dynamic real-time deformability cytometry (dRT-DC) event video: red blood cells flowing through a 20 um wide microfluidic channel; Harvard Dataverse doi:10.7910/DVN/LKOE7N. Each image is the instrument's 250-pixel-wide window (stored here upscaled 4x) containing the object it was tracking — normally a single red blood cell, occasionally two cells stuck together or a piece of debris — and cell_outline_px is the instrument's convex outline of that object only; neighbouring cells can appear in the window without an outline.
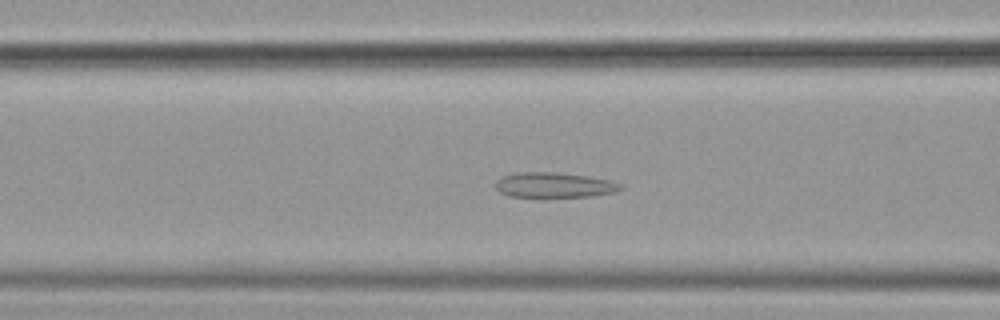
{"species": "common noctule bat (a hibernating species)", "species_latin": "Nyctalus noctula", "temperature_condition": "cold", "stored_images_in_passage": 56, "camera_frame_rate_fps": 3000, "um_per_image_px": 0.085, "animal": {"sex": "female", "body_mass_g": 19.9}, "frame": {"image": 1, "passage_image": 23, "time_ms": 7.333, "image_size_px": [1000, 320], "cell_outline_px": [[624, 188], [616, 192], [592, 196], [508, 196], [500, 192], [496, 188], [496, 180], [500, 176], [516, 172], [556, 172], [588, 176], [608, 180], [624, 184]], "centroid_in_image_um": [47.12, 15.71], "position_along_channel_um": 119.5, "area_um2": 18.32}}
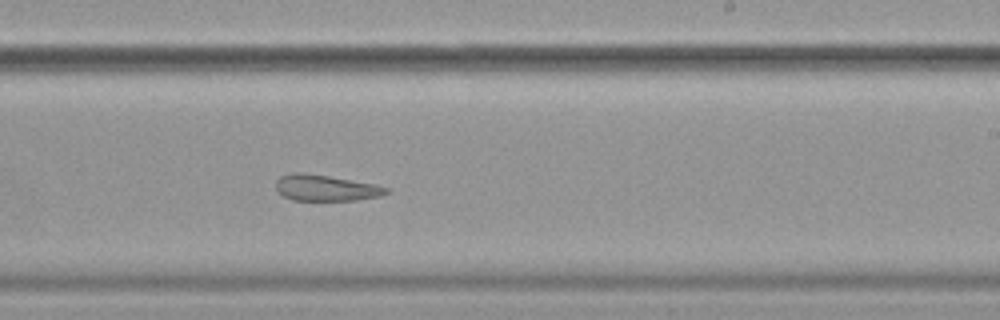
{"frame": {"image": 2, "passage_image": 35, "time_ms": 11.333, "image_size_px": [1000, 320], "cell_outline_px": [[388, 192], [380, 196], [356, 200], [292, 200], [284, 196], [276, 188], [276, 180], [280, 176], [292, 172], [304, 172], [376, 184], [388, 188]], "centroid_in_image_um": [27.67, 15.96], "position_along_channel_um": 261.3, "area_um2": 16.7}}
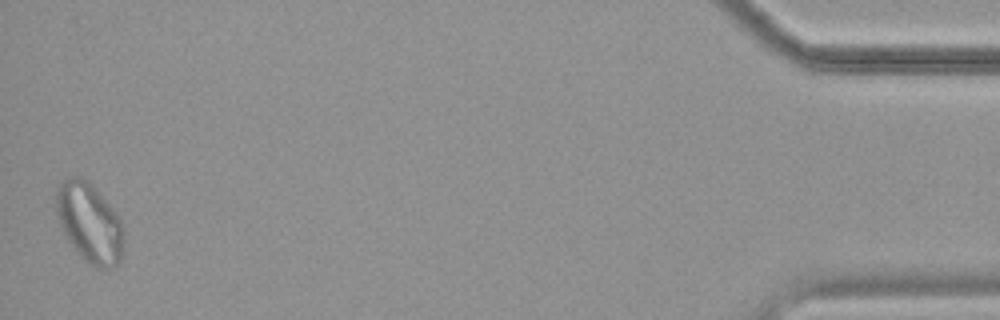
{"frame": {"image": 3, "passage_image": 56, "time_ms": 18.333, "image_size_px": [1000, 320], "cell_outline_px": [[124, 252], [120, 264], [104, 268], [96, 268], [84, 260], [80, 256], [64, 232], [60, 224], [56, 212], [56, 192], [60, 184], [68, 176], [80, 176], [88, 180], [92, 184], [116, 212], [124, 228]], "centroid_in_image_um": [7.65, 18.94], "position_along_channel_um": 427.6, "area_um2": 31.44}, "authors_computed_cell_mechanics": {"area_um2": 22.4842, "velocity_mm_per_s": 3.556, "shape_relaxation_time_tau1_ms": null, "shape_relaxation_time_tau2_ms": 3.0343, "deformation_change_tau1": null, "deformation_change_tau2": 0.1045}}